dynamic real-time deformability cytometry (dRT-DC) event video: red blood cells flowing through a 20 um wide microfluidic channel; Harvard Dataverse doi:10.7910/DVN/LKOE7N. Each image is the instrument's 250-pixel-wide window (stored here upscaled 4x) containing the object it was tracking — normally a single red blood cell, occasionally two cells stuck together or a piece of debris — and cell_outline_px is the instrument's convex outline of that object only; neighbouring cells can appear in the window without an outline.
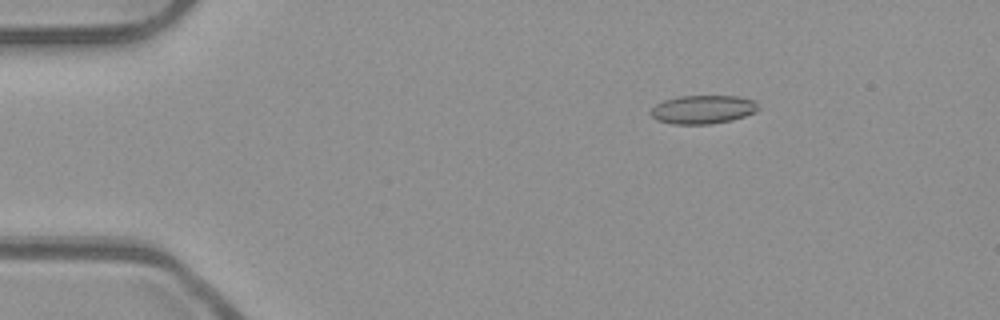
{"species": "common noctule bat (a hibernating species)", "species_latin": "Nyctalus noctula", "temperature_condition": "room temperature", "stored_images_in_passage": 53, "camera_frame_rate_fps": 3000, "um_per_image_px": 0.085, "animal": {"sex": "male", "body_mass_g": 23.1, "forearm_length_mm": 52.7}, "frame": {"image": 1, "passage_image": 9, "time_ms": 2.667, "image_size_px": [1000, 320], "cell_outline_px": [[760, 108], [756, 112], [732, 120], [708, 124], [672, 124], [656, 120], [652, 116], [652, 108], [656, 104], [664, 100], [680, 96], [736, 96], [756, 100]], "centroid_in_image_um": [59.78, 9.3], "position_along_channel_um": 25.2, "area_um2": 17.92}}
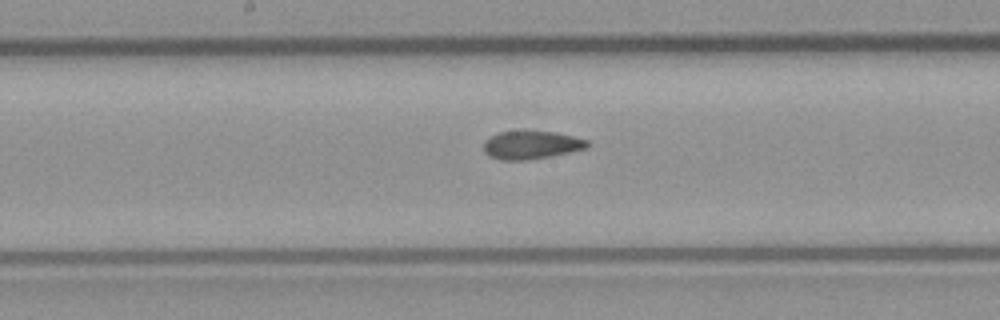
{"frame": {"image": 2, "passage_image": 28, "time_ms": 9.0, "image_size_px": [1000, 320], "cell_outline_px": [[592, 144], [588, 148], [552, 156], [528, 160], [500, 160], [488, 156], [484, 152], [484, 140], [500, 132], [556, 132], [588, 140]], "centroid_in_image_um": [45.19, 12.34], "position_along_channel_um": 203.0, "area_um2": 16.99}}
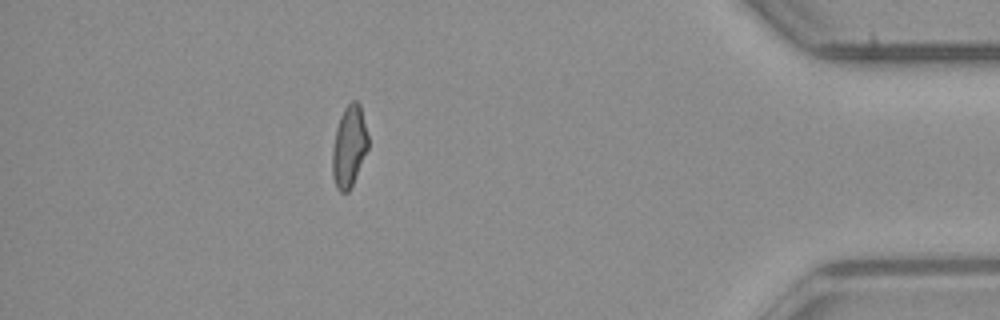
{"frame": {"image": 3, "passage_image": 47, "time_ms": 15.333, "image_size_px": [1000, 320], "cell_outline_px": [[368, 148], [352, 184], [348, 192], [340, 192], [336, 188], [332, 176], [332, 148], [336, 128], [340, 116], [344, 108], [352, 100], [356, 100], [360, 104], [368, 136]], "centroid_in_image_um": [29.65, 12.43], "position_along_channel_um": 405.5, "area_um2": 16.94}, "authors_computed_cell_mechanics": {"area_um2": 17.3978, "velocity_mm_per_s": 3.9716, "shape_relaxation_time_tau1_ms": null, "shape_relaxation_time_tau2_ms": 1.7112, "deformation_change_tau1": null, "deformation_change_tau2": 0.0664}}